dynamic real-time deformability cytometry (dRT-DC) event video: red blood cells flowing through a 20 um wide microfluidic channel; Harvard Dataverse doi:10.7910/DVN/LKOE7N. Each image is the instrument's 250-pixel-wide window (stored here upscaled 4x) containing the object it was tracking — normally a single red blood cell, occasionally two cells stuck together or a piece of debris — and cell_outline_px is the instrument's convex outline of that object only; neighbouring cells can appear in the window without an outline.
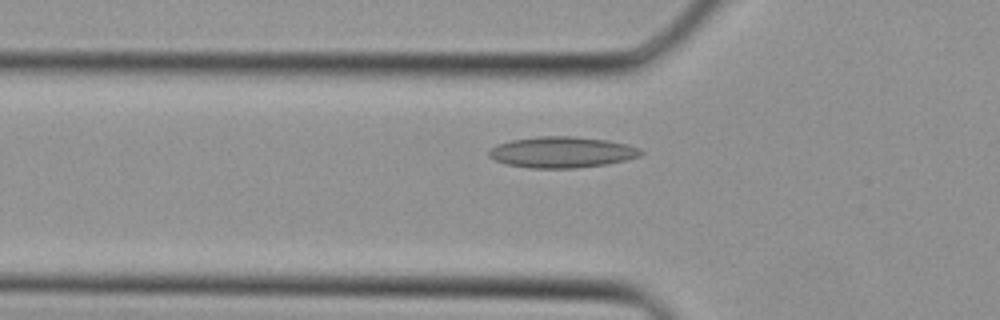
{"species": "Egyptian fruit bat (a non-hibernating species)", "species_latin": "Rousettus aegyptiacus", "temperature_condition": "cold", "stored_images_in_passage": 33, "camera_frame_rate_fps": 3000, "um_per_image_px": 0.085, "animal": {"sex": "female"}, "frame": {"image": 1, "passage_image": 9, "time_ms": 2.667, "image_size_px": [1000, 320], "cell_outline_px": [[644, 152], [640, 156], [608, 164], [576, 168], [528, 168], [508, 164], [496, 160], [488, 156], [488, 152], [496, 144], [512, 140], [536, 136], [576, 136], [608, 140], [628, 144], [640, 148]], "centroid_in_image_um": [47.79, 12.93], "position_along_channel_um": 78.0, "area_um2": 27.63}}
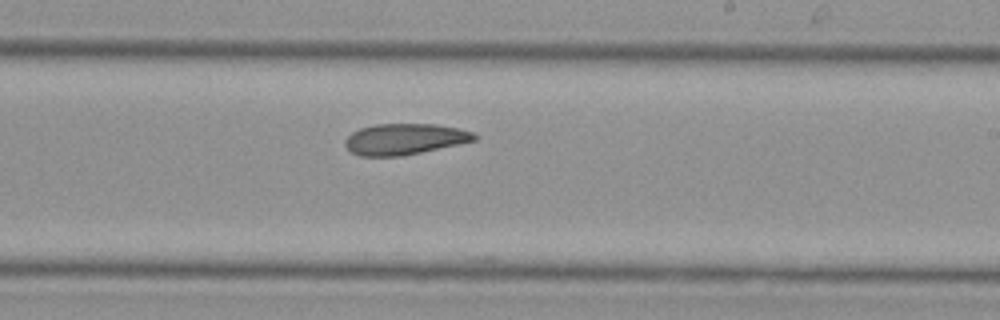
{"frame": {"image": 2, "passage_image": 19, "time_ms": 6.0, "image_size_px": [1000, 320], "cell_outline_px": [[480, 136], [476, 140], [420, 152], [400, 156], [360, 156], [352, 152], [344, 144], [344, 140], [352, 132], [360, 128], [376, 124], [436, 124], [456, 128], [472, 132]], "centroid_in_image_um": [34.37, 11.82], "position_along_channel_um": 254.6, "area_um2": 23.18}}
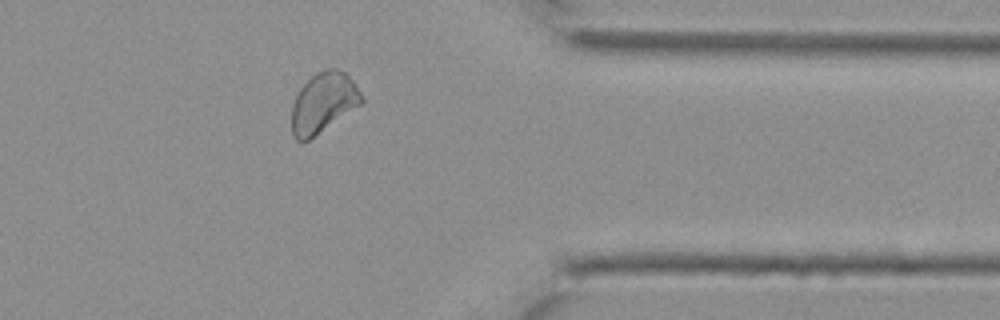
{"frame": {"image": 3, "passage_image": 27, "time_ms": 8.667, "image_size_px": [1000, 320], "cell_outline_px": [[364, 104], [308, 140], [296, 140], [292, 136], [292, 104], [300, 88], [316, 72], [324, 68], [336, 68], [344, 72], [352, 80], [360, 92], [364, 100]], "centroid_in_image_um": [27.5, 8.72], "position_along_channel_um": 383.9, "area_um2": 24.57}}